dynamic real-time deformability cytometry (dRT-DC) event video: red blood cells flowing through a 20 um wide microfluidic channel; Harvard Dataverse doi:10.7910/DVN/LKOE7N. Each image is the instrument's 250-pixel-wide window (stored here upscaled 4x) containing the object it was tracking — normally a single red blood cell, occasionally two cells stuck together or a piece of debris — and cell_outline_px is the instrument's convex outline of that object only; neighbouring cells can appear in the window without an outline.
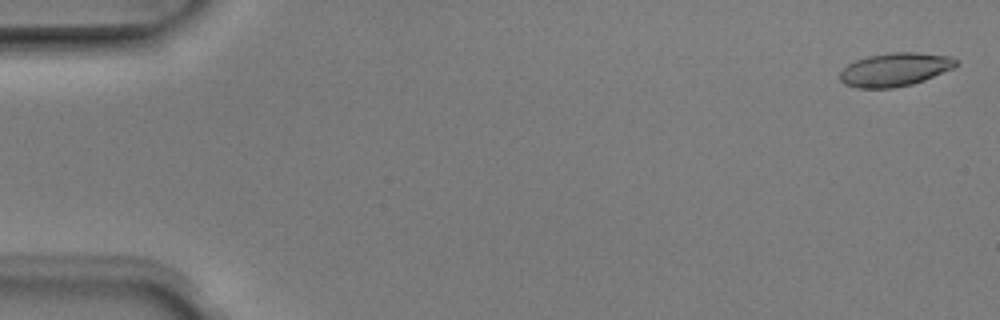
{"species": "Egyptian fruit bat (a non-hibernating species)", "species_latin": "Rousettus aegyptiacus", "temperature_condition": "room temperature", "stored_images_in_passage": 5, "camera_frame_rate_fps": 3000, "um_per_image_px": 0.085, "animal": {"sex": "male"}, "frame": {"image": 1, "passage_image": 1, "time_ms": 0.0, "image_size_px": [1000, 320], "cell_outline_px": [[956, 64], [952, 68], [924, 80], [912, 84], [892, 88], [856, 88], [844, 84], [840, 80], [840, 72], [848, 64], [856, 60], [868, 56], [892, 52], [916, 52], [952, 56], [956, 60]], "centroid_in_image_um": [76.04, 5.91], "position_along_channel_um": 9.0, "area_um2": 22.48}}